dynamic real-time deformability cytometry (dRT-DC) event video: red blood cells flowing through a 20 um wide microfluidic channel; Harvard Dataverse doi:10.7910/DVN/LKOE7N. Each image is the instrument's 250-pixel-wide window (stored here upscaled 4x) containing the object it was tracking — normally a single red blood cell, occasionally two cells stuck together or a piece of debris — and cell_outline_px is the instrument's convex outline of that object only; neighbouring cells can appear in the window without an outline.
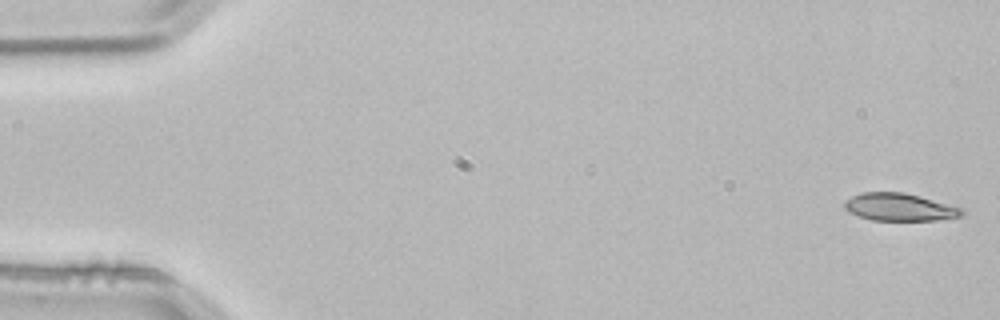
{"species": "common noctule bat (a hibernating species)", "species_latin": "Nyctalus noctula", "temperature_condition": "room temperature", "stored_images_in_passage": 4, "camera_frame_rate_fps": 3000, "um_per_image_px": 0.085, "animal": {"sex": "male", "body_mass_g": 21.5, "forearm_length_mm": 52.0}, "frame": {"image": 1, "passage_image": 1, "time_ms": 0.0, "image_size_px": [1000, 320], "cell_outline_px": [[964, 212], [960, 216], [936, 220], [872, 220], [848, 212], [844, 208], [844, 200], [852, 196], [864, 192], [904, 192], [920, 196], [964, 208]], "centroid_in_image_um": [76.45, 17.6], "position_along_channel_um": 8.5, "area_um2": 18.84}}
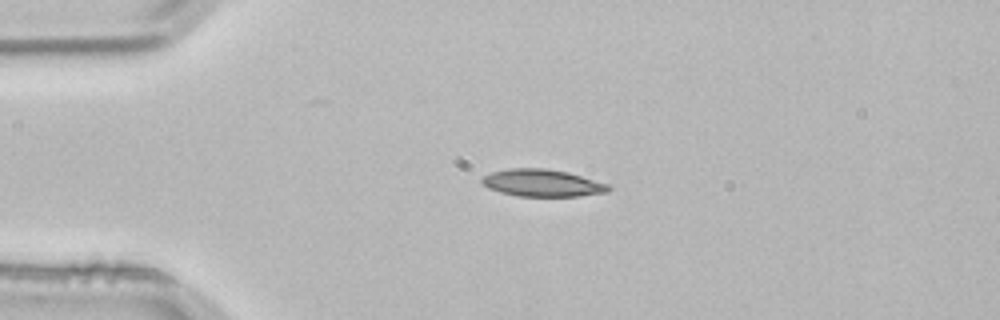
{"frame": {"image": 2, "passage_image": 3, "time_ms": 0.667, "image_size_px": [1000, 320], "cell_outline_px": [[612, 188], [608, 192], [580, 196], [516, 196], [500, 192], [488, 188], [480, 180], [484, 176], [492, 172], [508, 168], [544, 168], [568, 172], [608, 184]], "centroid_in_image_um": [46.1, 15.55], "position_along_channel_um": 38.9, "area_um2": 20.06}}
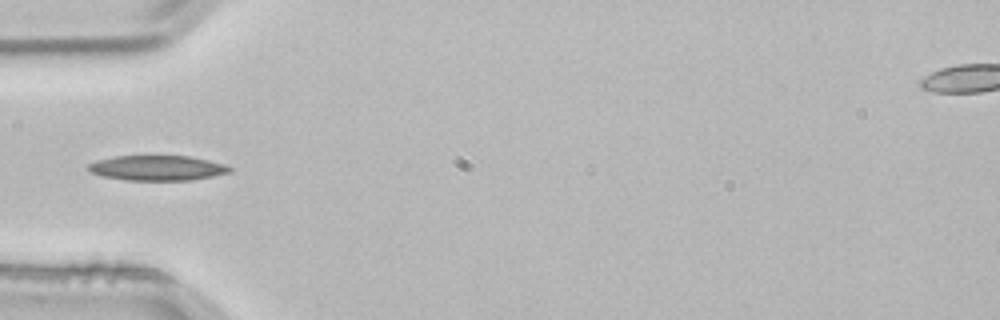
{"frame": {"image": 3, "passage_image": 4, "time_ms": 1.0, "image_size_px": [1000, 320], "cell_outline_px": [[232, 172], [192, 180], [124, 180], [100, 176], [88, 172], [88, 164], [96, 160], [116, 156], [188, 156], [208, 160], [224, 164], [232, 168]], "centroid_in_image_um": [13.33, 14.28], "position_along_channel_um": 71.7, "area_um2": 20.75}}